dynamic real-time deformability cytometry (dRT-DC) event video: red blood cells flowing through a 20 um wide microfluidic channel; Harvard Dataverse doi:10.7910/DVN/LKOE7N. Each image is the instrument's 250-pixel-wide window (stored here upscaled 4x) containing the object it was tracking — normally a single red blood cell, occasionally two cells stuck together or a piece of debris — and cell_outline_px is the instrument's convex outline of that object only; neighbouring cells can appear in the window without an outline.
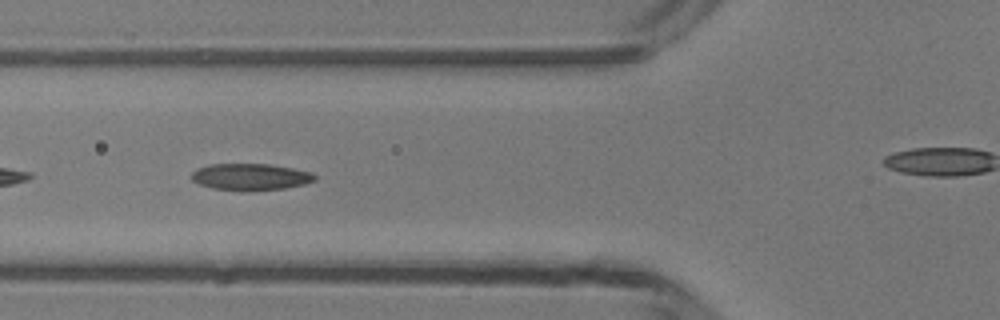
{"species": "common noctule bat (a hibernating species)", "species_latin": "Nyctalus noctula", "temperature_condition": "room temperature", "stored_images_in_passage": 31, "camera_frame_rate_fps": 3000, "um_per_image_px": 0.085, "animal": {"sex": "male", "body_mass_g": 13.3}, "frame": {"image": 1, "passage_image": 5, "time_ms": 1.333, "image_size_px": [1000, 320], "cell_outline_px": [[316, 180], [304, 184], [284, 188], [244, 192], [212, 188], [200, 184], [192, 180], [192, 172], [196, 168], [212, 164], [268, 164], [292, 168], [312, 172], [316, 176]], "centroid_in_image_um": [21.29, 15.04], "position_along_channel_um": 104.5, "area_um2": 19.31}}
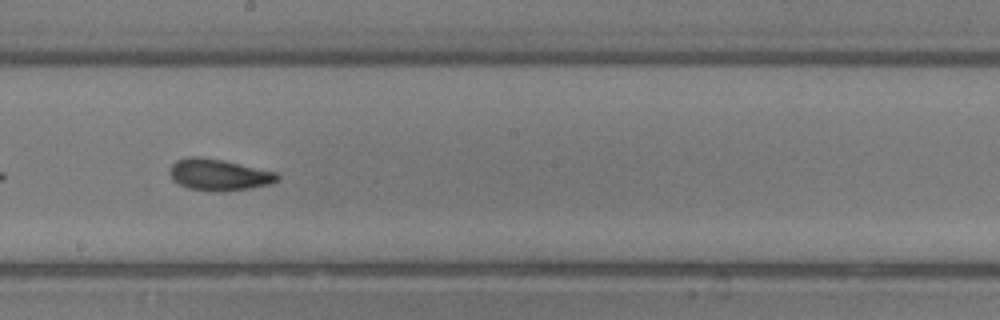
{"frame": {"image": 2, "passage_image": 14, "time_ms": 4.333, "image_size_px": [1000, 320], "cell_outline_px": [[280, 180], [272, 184], [252, 188], [224, 192], [216, 192], [188, 188], [172, 180], [172, 164], [176, 160], [188, 156], [196, 156], [224, 160], [276, 172], [280, 176]], "centroid_in_image_um": [18.66, 14.86], "position_along_channel_um": 229.5, "area_um2": 19.88}, "authors_computed_cell_mechanics": {"area_um2": 18.785, "velocity_mm_per_s": 4.1621, "shape_relaxation_time_tau1_ms": null, "shape_relaxation_time_tau2_ms": 1.7127, "deformation_change_tau1": null, "deformation_change_tau2": 0.0826}}